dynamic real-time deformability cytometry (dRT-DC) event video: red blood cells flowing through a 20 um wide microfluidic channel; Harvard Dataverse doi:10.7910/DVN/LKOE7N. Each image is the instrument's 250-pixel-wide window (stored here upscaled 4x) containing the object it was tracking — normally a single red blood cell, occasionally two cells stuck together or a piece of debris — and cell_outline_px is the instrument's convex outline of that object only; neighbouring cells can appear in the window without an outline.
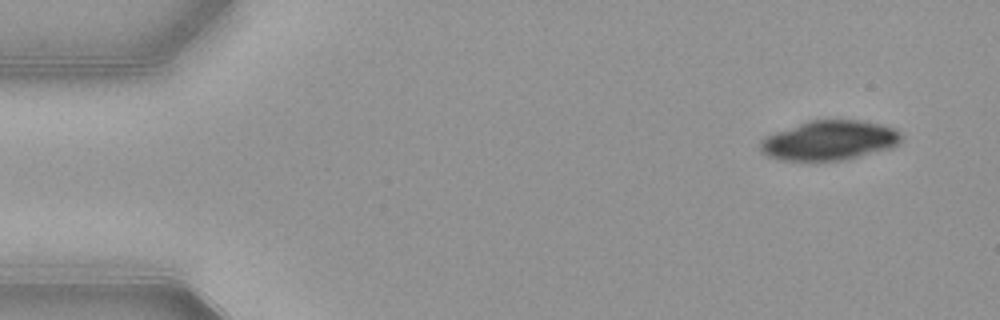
{"species": "common noctule bat (a hibernating species)", "species_latin": "Nyctalus noctula", "temperature_condition": "warm", "stored_images_in_passage": 49, "camera_frame_rate_fps": 3000, "um_per_image_px": 0.085, "animal": {"sex": "female", "body_mass_g": 21.9}, "frame": {"image": 1, "passage_image": 1, "time_ms": 0.0, "image_size_px": [1000, 320], "cell_outline_px": [[904, 136], [900, 144], [892, 148], [844, 160], [780, 160], [764, 156], [760, 148], [760, 140], [764, 136], [808, 120], [860, 120], [880, 124], [892, 128], [900, 132]], "centroid_in_image_um": [70.49, 11.94], "position_along_channel_um": 14.5, "area_um2": 32.83}}